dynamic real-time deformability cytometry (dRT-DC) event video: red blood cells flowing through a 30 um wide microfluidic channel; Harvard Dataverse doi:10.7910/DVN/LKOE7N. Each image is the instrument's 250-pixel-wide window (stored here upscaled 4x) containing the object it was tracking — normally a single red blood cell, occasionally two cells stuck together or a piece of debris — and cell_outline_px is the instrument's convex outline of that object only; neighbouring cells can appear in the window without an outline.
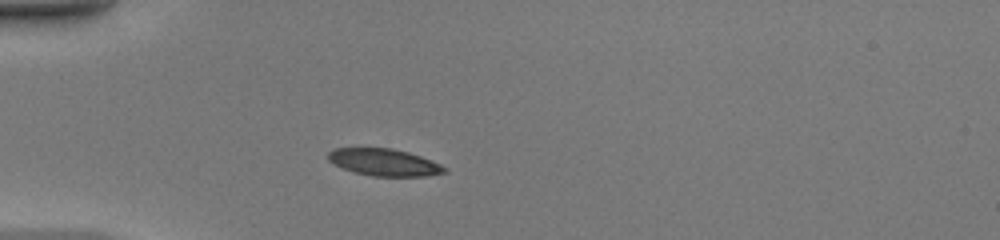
{"species": "common noctule bat (a hibernating species)", "species_latin": "Nyctalus noctula", "temperature_condition": "warm", "stored_images_in_passage": 34, "camera_frame_rate_fps": 3000, "um_per_image_px": 0.085, "animal": {"sex": "female", "body_mass_g": 20.0, "forearm_length_mm": 54.0}, "frame": {"image": 1, "passage_image": 1, "time_ms": 0.0, "image_size_px": [1000, 240], "cell_outline_px": [[448, 172], [428, 176], [372, 176], [352, 172], [328, 160], [328, 152], [332, 148], [392, 148], [408, 152], [420, 156], [440, 164], [448, 168]], "centroid_in_image_um": [32.67, 13.8], "position_along_channel_um": 52.3, "area_um2": 18.38}}
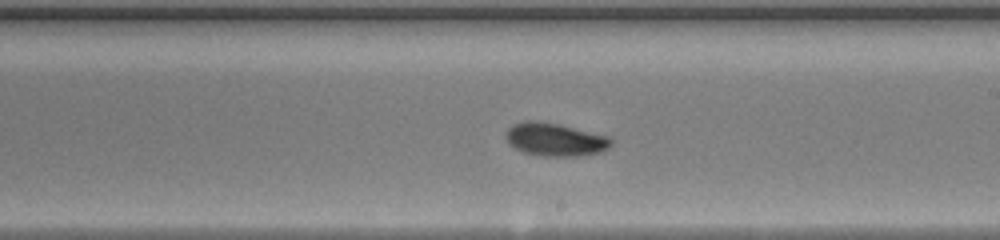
{"frame": {"image": 2, "passage_image": 15, "time_ms": 4.667, "image_size_px": [1000, 240], "cell_outline_px": [[612, 144], [608, 148], [600, 152], [576, 156], [544, 156], [524, 152], [508, 144], [504, 136], [504, 132], [512, 124], [524, 120], [540, 120], [560, 124], [612, 136]], "centroid_in_image_um": [47.17, 11.83], "position_along_channel_um": 241.8, "area_um2": 20.75}}
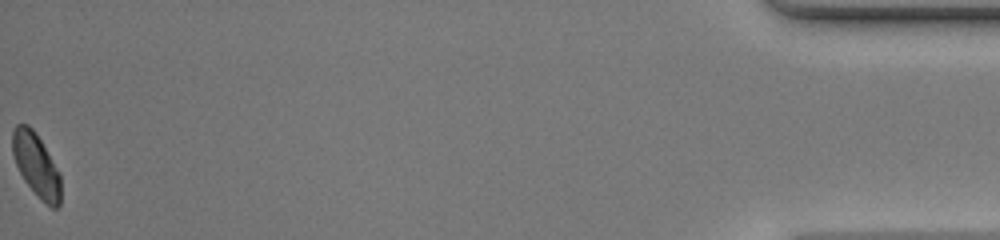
{"frame": {"image": 3, "passage_image": 34, "time_ms": 11.0, "image_size_px": [1000, 240], "cell_outline_px": [[60, 204], [56, 208], [52, 208], [24, 180], [16, 164], [12, 152], [12, 132], [16, 124], [28, 124], [36, 132], [60, 172]], "centroid_in_image_um": [3.08, 13.96], "position_along_channel_um": 432.1, "area_um2": 17.51}, "authors_computed_cell_mechanics": {"area_um2": 19.2185, "velocity_mm_per_s": 4.4395, "shape_relaxation_time_tau1_ms": 3.9249, "shape_relaxation_time_tau2_ms": 4.3692, "deformation_change_tau1": 0.1358, "deformation_change_tau2": 0.0729}}